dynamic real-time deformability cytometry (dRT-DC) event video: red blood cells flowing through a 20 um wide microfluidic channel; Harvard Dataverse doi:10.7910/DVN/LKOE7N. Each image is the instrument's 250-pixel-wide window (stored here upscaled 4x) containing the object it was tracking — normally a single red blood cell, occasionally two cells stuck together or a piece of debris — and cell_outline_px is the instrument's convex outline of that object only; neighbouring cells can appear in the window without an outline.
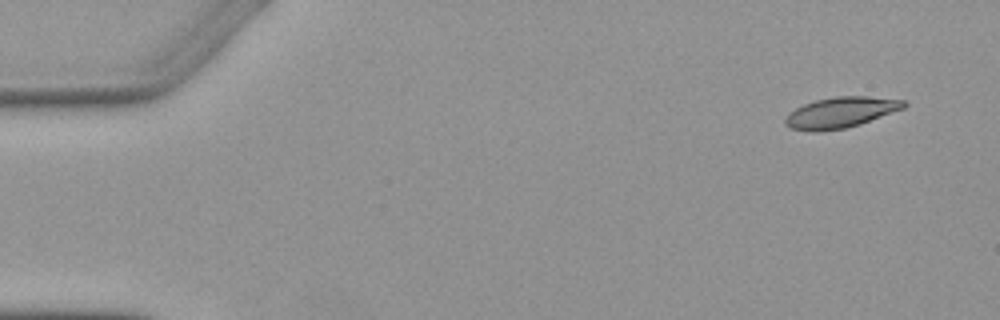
{"species": "Egyptian fruit bat (a non-hibernating species)", "species_latin": "Rousettus aegyptiacus", "temperature_condition": "warm", "stored_images_in_passage": 7, "camera_frame_rate_fps": 3000, "um_per_image_px": 0.085, "animal": {"sex": "female"}, "frame": {"image": 1, "passage_image": 1, "time_ms": 0.0, "image_size_px": [1000, 320], "cell_outline_px": [[908, 104], [904, 108], [860, 124], [844, 128], [816, 132], [812, 132], [792, 128], [784, 124], [784, 120], [788, 112], [804, 104], [816, 100], [836, 96], [868, 96], [904, 100]], "centroid_in_image_um": [71.44, 9.56], "position_along_channel_um": 13.6, "area_um2": 21.21}}
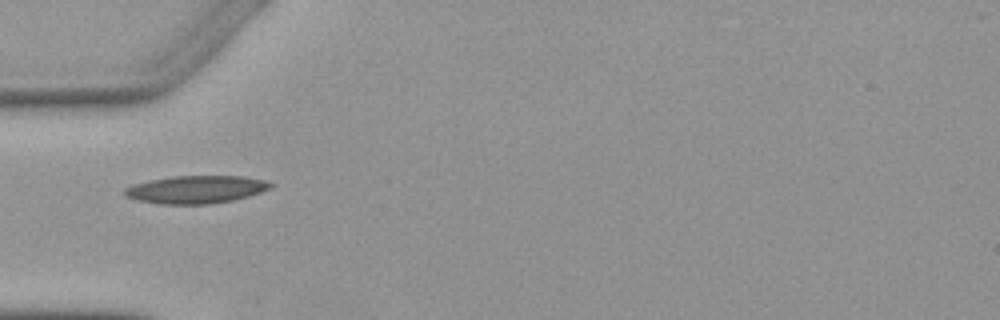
{"frame": {"image": 2, "passage_image": 5, "time_ms": 4.667, "image_size_px": [1000, 320], "cell_outline_px": [[276, 184], [272, 188], [248, 196], [232, 200], [212, 204], [160, 204], [136, 200], [124, 196], [124, 188], [132, 184], [148, 180], [172, 176], [244, 176], [264, 180]], "centroid_in_image_um": [16.64, 16.1], "position_along_channel_um": 68.4, "area_um2": 23.87}}
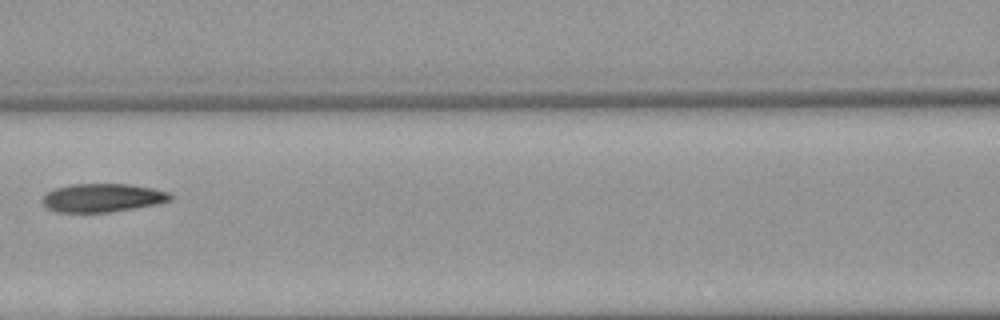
{"frame": {"image": 3, "passage_image": 7, "time_ms": 7.0, "image_size_px": [1000, 320], "cell_outline_px": [[172, 200], [156, 204], [136, 208], [108, 212], [56, 212], [48, 208], [40, 200], [48, 192], [56, 188], [72, 184], [128, 184], [152, 188], [168, 192], [172, 196]], "centroid_in_image_um": [8.71, 16.81], "position_along_channel_um": 157.9, "area_um2": 21.1}}